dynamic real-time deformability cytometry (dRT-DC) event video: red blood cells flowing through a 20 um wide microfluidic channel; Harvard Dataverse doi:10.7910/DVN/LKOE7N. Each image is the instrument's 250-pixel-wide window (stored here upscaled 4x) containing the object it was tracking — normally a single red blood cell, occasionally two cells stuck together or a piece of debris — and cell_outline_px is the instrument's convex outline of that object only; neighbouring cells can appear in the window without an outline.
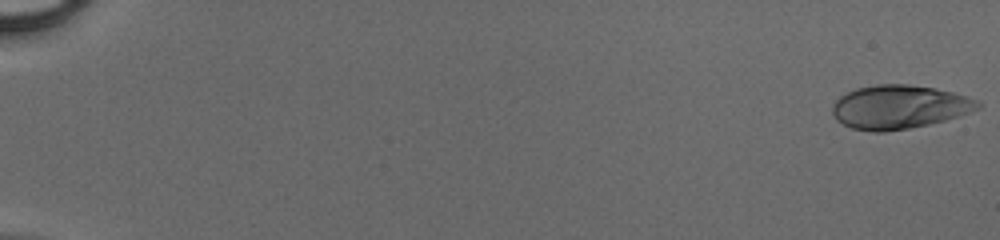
{"species": "human", "species_latin": "Homo sapiens", "temperature_condition": "cold", "stored_images_in_passage": 50, "camera_frame_rate_fps": 3000, "um_per_image_px": 0.085, "donor": {"sex": "male"}, "frame": {"image": 1, "passage_image": 1, "time_ms": 0.0, "image_size_px": [1000, 240], "cell_outline_px": [[980, 108], [944, 120], [928, 124], [908, 128], [884, 132], [872, 132], [852, 128], [836, 120], [832, 112], [832, 104], [840, 96], [856, 88], [876, 84], [908, 84], [932, 88], [952, 92], [968, 96], [980, 100]], "centroid_in_image_um": [76.41, 9.09], "position_along_channel_um": 8.6, "area_um2": 36.88}}
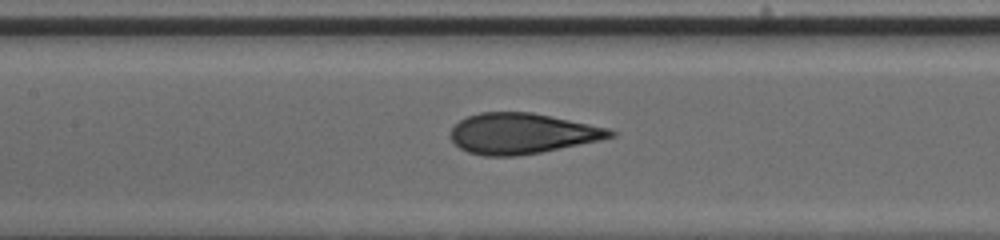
{"frame": {"image": 2, "passage_image": 26, "time_ms": 8.333, "image_size_px": [1000, 240], "cell_outline_px": [[616, 136], [600, 140], [540, 152], [516, 156], [484, 156], [468, 152], [460, 148], [448, 136], [448, 132], [460, 120], [468, 116], [480, 112], [532, 112], [608, 128], [616, 132]], "centroid_in_image_um": [44.33, 11.35], "position_along_channel_um": 163.1, "area_um2": 37.69}}
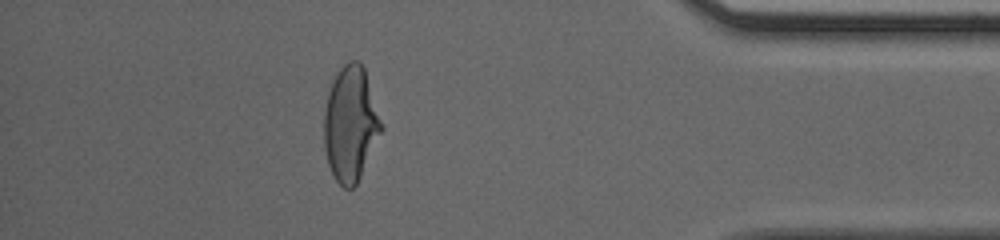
{"frame": {"image": 3, "passage_image": 45, "time_ms": 14.667, "image_size_px": [1000, 240], "cell_outline_px": [[384, 128], [356, 184], [352, 188], [344, 188], [336, 180], [328, 164], [324, 148], [324, 112], [328, 92], [332, 80], [336, 72], [348, 60], [360, 60], [364, 68]], "centroid_in_image_um": [29.79, 10.5], "position_along_channel_um": 405.4, "area_um2": 38.32}}